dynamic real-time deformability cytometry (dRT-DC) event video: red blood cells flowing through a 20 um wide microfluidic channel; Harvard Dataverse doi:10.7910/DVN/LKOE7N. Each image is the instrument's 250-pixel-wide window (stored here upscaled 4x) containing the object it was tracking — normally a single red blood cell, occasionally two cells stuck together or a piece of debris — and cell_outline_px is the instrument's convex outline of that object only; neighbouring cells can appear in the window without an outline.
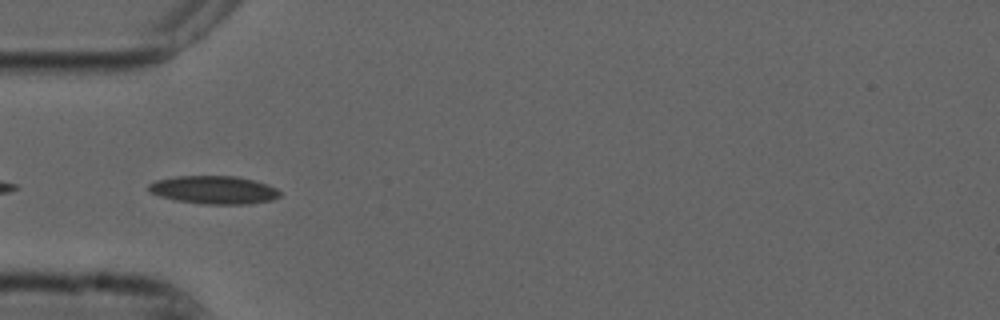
{"species": "common noctule bat (a hibernating species)", "species_latin": "Nyctalus noctula", "temperature_condition": "cold", "stored_images_in_passage": 41, "camera_frame_rate_fps": 3000, "um_per_image_px": 0.085, "animal": {"sex": "male", "forearm_length_mm": 52.5}, "frame": {"image": 1, "passage_image": 3, "time_ms": 0.667, "image_size_px": [1000, 320], "cell_outline_px": [[280, 196], [272, 200], [248, 204], [200, 204], [176, 200], [160, 196], [148, 192], [148, 184], [156, 180], [176, 176], [236, 176], [268, 184], [276, 188], [280, 192]], "centroid_in_image_um": [18.16, 16.14], "position_along_channel_um": 66.8, "area_um2": 21.56}}
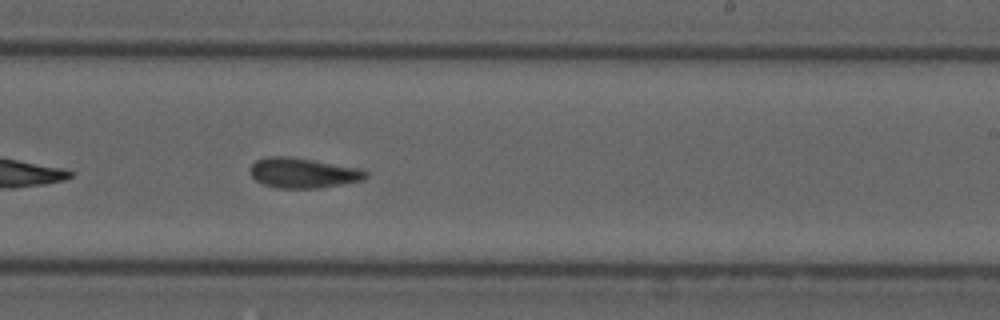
{"frame": {"image": 2, "passage_image": 19, "time_ms": 6.0, "image_size_px": [1000, 320], "cell_outline_px": [[368, 176], [364, 180], [320, 188], [276, 188], [264, 184], [256, 180], [252, 176], [252, 164], [256, 160], [268, 156], [284, 156], [312, 160], [356, 168], [368, 172]], "centroid_in_image_um": [25.76, 14.71], "position_along_channel_um": 263.2, "area_um2": 19.94}}
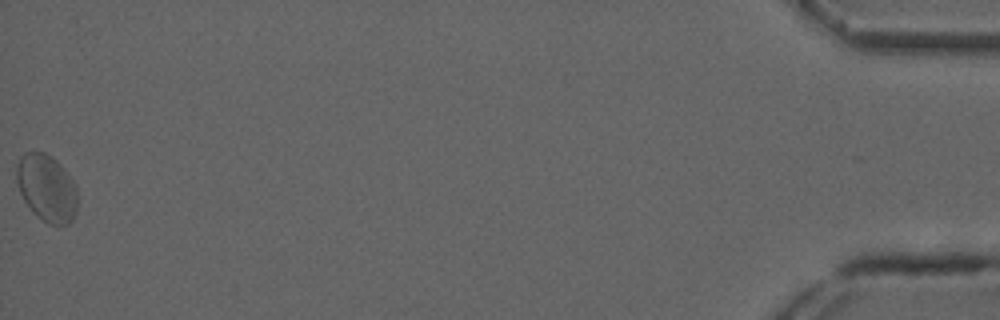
{"frame": {"image": 3, "passage_image": 41, "time_ms": 13.333, "image_size_px": [1000, 320], "cell_outline_px": [[76, 212], [72, 220], [68, 224], [48, 224], [32, 212], [24, 200], [20, 192], [16, 180], [16, 168], [20, 156], [24, 152], [44, 152], [52, 156], [64, 168], [76, 184]], "centroid_in_image_um": [3.96, 15.96], "position_along_channel_um": 431.2, "area_um2": 23.87}, "authors_computed_cell_mechanics": {"area_um2": 20.3456, "velocity_mm_per_s": 3.6969, "shape_relaxation_time_tau1_ms": null, "shape_relaxation_time_tau2_ms": 2.7572, "deformation_change_tau1": null, "deformation_change_tau2": 0.0822}}